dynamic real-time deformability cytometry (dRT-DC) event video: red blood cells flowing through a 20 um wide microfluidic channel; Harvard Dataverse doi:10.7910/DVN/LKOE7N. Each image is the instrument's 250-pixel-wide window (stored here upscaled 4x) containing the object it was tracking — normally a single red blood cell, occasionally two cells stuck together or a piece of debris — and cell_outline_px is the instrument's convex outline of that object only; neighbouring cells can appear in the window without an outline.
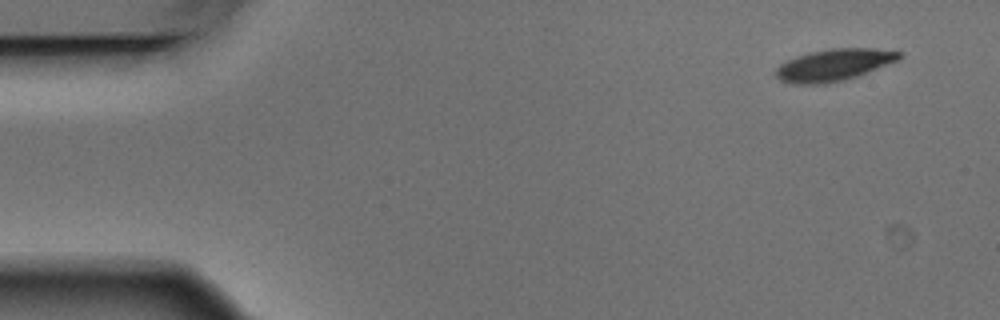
{"species": "Egyptian fruit bat (a non-hibernating species)", "species_latin": "Rousettus aegyptiacus", "temperature_condition": "warm", "stored_images_in_passage": 7, "camera_frame_rate_fps": 3000, "um_per_image_px": 0.085, "animal": {"sex": "male"}, "frame": {"image": 1, "passage_image": 1, "time_ms": 0.0, "image_size_px": [1000, 320], "cell_outline_px": [[904, 52], [900, 60], [856, 76], [844, 80], [824, 84], [792, 84], [780, 80], [776, 76], [776, 68], [780, 64], [796, 56], [808, 52], [828, 48], [876, 48]], "centroid_in_image_um": [70.9, 5.51], "position_along_channel_um": 14.1, "area_um2": 23.12}}
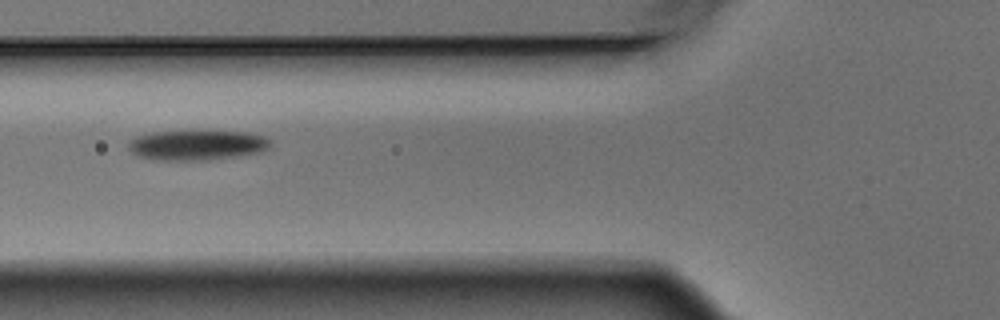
{"frame": {"image": 2, "passage_image": 6, "time_ms": 1.667, "image_size_px": [1000, 320], "cell_outline_px": [[272, 148], [260, 152], [236, 156], [208, 160], [160, 160], [136, 156], [128, 148], [128, 144], [136, 136], [152, 132], [248, 132], [264, 136], [272, 140]], "centroid_in_image_um": [16.79, 12.34], "position_along_channel_um": 109.0, "area_um2": 24.74}}
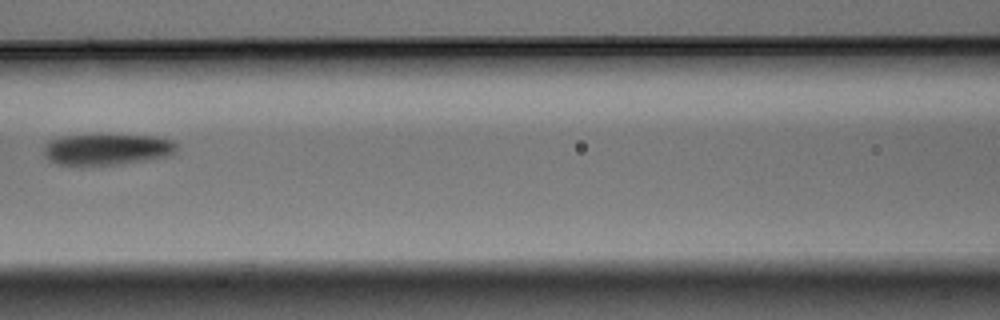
{"frame": {"image": 3, "passage_image": 7, "time_ms": 2.0, "image_size_px": [1000, 320], "cell_outline_px": [[176, 148], [172, 156], [120, 164], [56, 164], [48, 160], [44, 156], [44, 144], [48, 140], [60, 136], [100, 132], [156, 136], [172, 140], [176, 144]], "centroid_in_image_um": [9.08, 12.63], "position_along_channel_um": 157.5, "area_um2": 25.2}}